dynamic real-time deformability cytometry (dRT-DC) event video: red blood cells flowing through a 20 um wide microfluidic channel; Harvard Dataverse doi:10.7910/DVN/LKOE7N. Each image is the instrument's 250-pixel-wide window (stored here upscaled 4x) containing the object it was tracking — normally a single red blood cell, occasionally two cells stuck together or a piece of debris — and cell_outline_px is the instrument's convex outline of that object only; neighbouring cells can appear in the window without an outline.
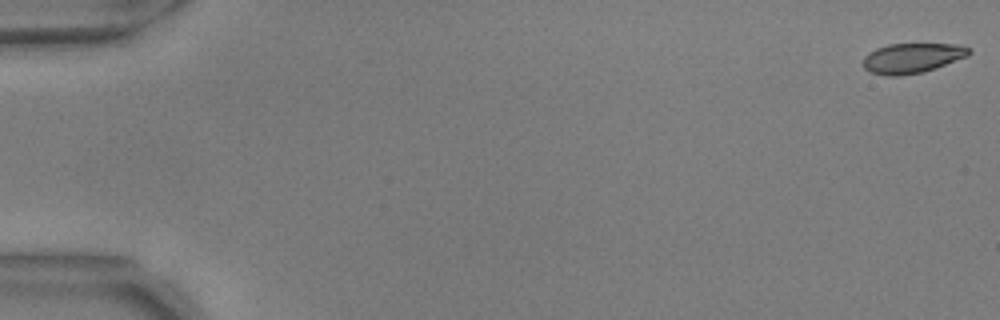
{"species": "common noctule bat (a hibernating species)", "species_latin": "Nyctalus noctula", "temperature_condition": "warm", "stored_images_in_passage": 56, "camera_frame_rate_fps": 3000, "um_per_image_px": 0.085, "animal": {"sex": "male", "body_mass_g": 17.9, "forearm_length_mm": 54.2}, "frame": {"image": 1, "passage_image": 1, "time_ms": 0.0, "image_size_px": [1000, 320], "cell_outline_px": [[972, 52], [968, 56], [936, 68], [920, 72], [900, 76], [888, 76], [872, 72], [864, 68], [864, 56], [868, 52], [876, 48], [888, 44], [964, 44]], "centroid_in_image_um": [77.55, 4.92], "position_along_channel_um": 7.4, "area_um2": 18.5}}
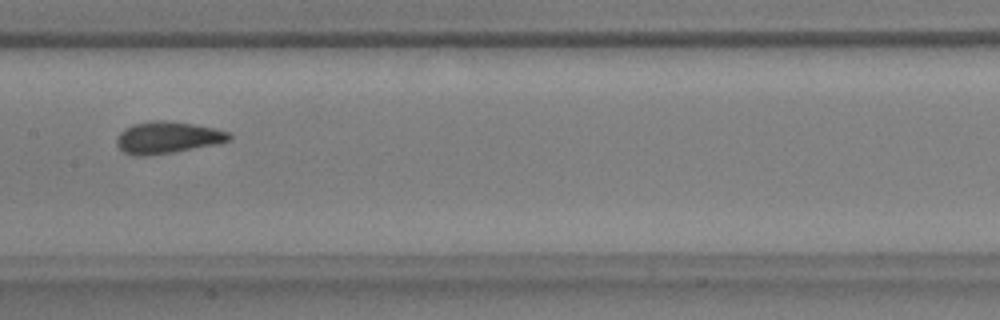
{"frame": {"image": 2, "passage_image": 29, "time_ms": 9.333, "image_size_px": [1000, 320], "cell_outline_px": [[232, 140], [220, 144], [148, 156], [132, 156], [124, 152], [116, 144], [116, 140], [120, 132], [124, 128], [132, 124], [156, 120], [164, 120], [192, 124], [212, 128], [228, 132], [232, 136]], "centroid_in_image_um": [14.23, 11.7], "position_along_channel_um": 193.2, "area_um2": 20.98}}
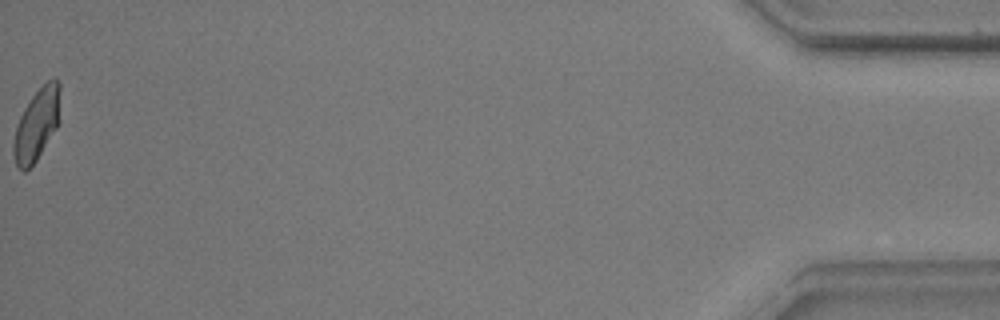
{"frame": {"image": 3, "passage_image": 56, "time_ms": 18.333, "image_size_px": [1000, 320], "cell_outline_px": [[60, 120], [56, 128], [36, 160], [24, 172], [16, 164], [12, 152], [12, 144], [16, 124], [24, 108], [32, 96], [48, 80], [56, 80], [60, 84]], "centroid_in_image_um": [3.12, 10.58], "position_along_channel_um": 432.1, "area_um2": 19.42}, "authors_computed_cell_mechanics": {"area_um2": 19.9121, "velocity_mm_per_s": 3.6795, "shape_relaxation_time_tau1_ms": 7.1851, "shape_relaxation_time_tau2_ms": 0.7988, "deformation_change_tau1": 0.1757, "deformation_change_tau2": 0.0404}}